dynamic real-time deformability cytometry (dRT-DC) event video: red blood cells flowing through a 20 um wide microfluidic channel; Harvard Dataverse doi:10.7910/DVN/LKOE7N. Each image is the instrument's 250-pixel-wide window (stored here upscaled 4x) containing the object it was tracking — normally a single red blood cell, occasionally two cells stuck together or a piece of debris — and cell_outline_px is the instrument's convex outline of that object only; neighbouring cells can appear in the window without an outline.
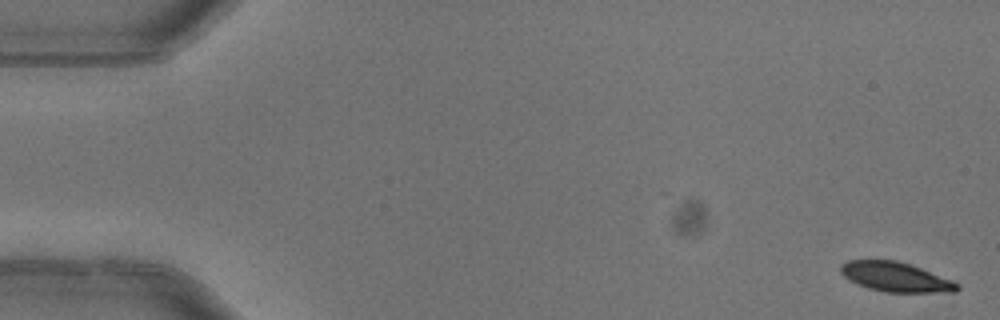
{"species": "common noctule bat (a hibernating species)", "species_latin": "Nyctalus noctula", "temperature_condition": "warm", "stored_images_in_passage": 4, "camera_frame_rate_fps": 3000, "um_per_image_px": 0.085, "animal": {"sex": "female"}, "frame": {"image": 1, "passage_image": 1, "time_ms": 0.0, "image_size_px": [1000, 320], "cell_outline_px": [[960, 288], [956, 292], [884, 292], [868, 288], [856, 284], [848, 280], [840, 272], [840, 264], [848, 260], [896, 260], [912, 264], [956, 280], [960, 284]], "centroid_in_image_um": [76.18, 23.54], "position_along_channel_um": 8.8, "area_um2": 20.63}}
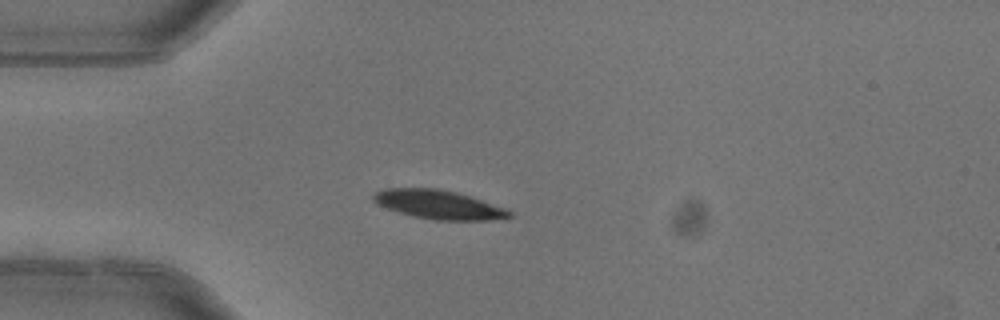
{"frame": {"image": 2, "passage_image": 4, "time_ms": 1.0, "image_size_px": [1000, 320], "cell_outline_px": [[512, 216], [488, 220], [432, 220], [412, 216], [376, 204], [372, 200], [372, 196], [376, 192], [384, 188], [440, 188], [456, 192], [504, 208], [512, 212]], "centroid_in_image_um": [37.22, 17.38], "position_along_channel_um": 47.8, "area_um2": 22.66}}